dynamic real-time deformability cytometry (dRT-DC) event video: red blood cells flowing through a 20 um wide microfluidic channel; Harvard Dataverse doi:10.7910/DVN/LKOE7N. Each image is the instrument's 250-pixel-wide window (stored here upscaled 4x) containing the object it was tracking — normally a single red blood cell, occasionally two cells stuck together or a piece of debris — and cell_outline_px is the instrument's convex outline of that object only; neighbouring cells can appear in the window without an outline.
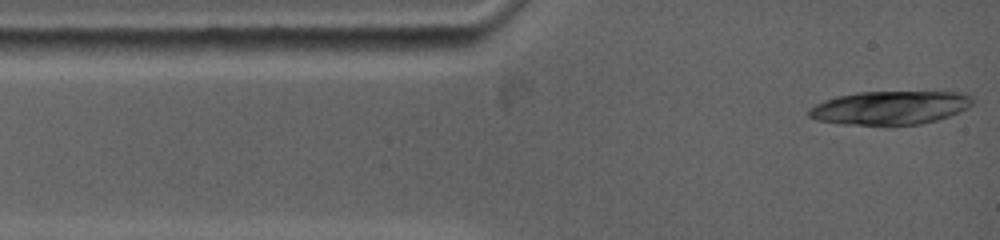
{"species": "common noctule bat (a hibernating species)", "species_latin": "Nyctalus noctula", "temperature_condition": "warm", "stored_images_in_passage": 5, "camera_frame_rate_fps": 5000, "um_per_image_px": 0.085, "animal": {"sex": "female", "body_mass_g": 19.0, "forearm_length_mm": 53.3}, "frame": {"image": 1, "passage_image": 1, "time_ms": 0.0, "image_size_px": [1000, 240], "cell_outline_px": [[976, 100], [968, 108], [948, 116], [936, 120], [920, 124], [840, 124], [816, 120], [808, 116], [808, 112], [816, 104], [840, 96], [856, 92], [964, 92], [972, 96]], "centroid_in_image_um": [75.71, 9.15], "position_along_channel_um": 9.3, "area_um2": 31.67}}